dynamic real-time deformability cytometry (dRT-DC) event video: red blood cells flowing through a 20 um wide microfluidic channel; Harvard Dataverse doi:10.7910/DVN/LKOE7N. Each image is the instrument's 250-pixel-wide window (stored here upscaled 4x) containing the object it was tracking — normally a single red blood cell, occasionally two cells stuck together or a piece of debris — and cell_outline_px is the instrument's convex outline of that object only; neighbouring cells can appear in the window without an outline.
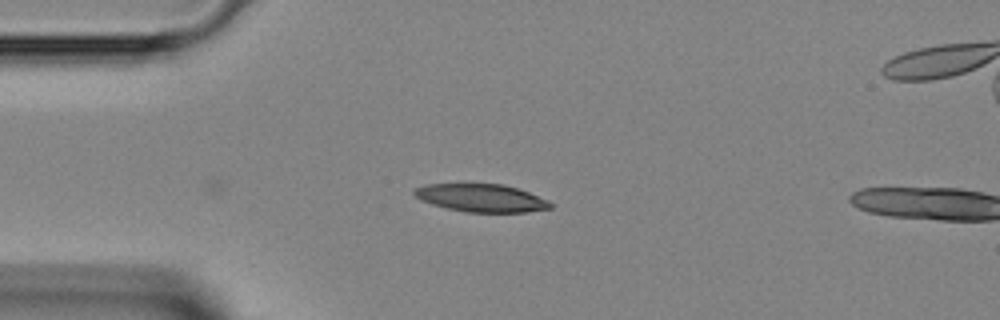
{"species": "Egyptian fruit bat (a non-hibernating species)", "species_latin": "Rousettus aegyptiacus", "temperature_condition": "room temperature", "stored_images_in_passage": 3, "camera_frame_rate_fps": 3000, "um_per_image_px": 0.085, "animal": {"sex": "female"}, "frame": {"image": 1, "passage_image": 1, "time_ms": 0.0, "image_size_px": [1000, 320], "cell_outline_px": [[552, 208], [528, 212], [464, 212], [432, 204], [420, 200], [412, 192], [416, 188], [424, 184], [504, 184], [528, 192], [548, 200], [552, 204]], "centroid_in_image_um": [40.91, 16.83], "position_along_channel_um": 44.1, "area_um2": 22.02}}